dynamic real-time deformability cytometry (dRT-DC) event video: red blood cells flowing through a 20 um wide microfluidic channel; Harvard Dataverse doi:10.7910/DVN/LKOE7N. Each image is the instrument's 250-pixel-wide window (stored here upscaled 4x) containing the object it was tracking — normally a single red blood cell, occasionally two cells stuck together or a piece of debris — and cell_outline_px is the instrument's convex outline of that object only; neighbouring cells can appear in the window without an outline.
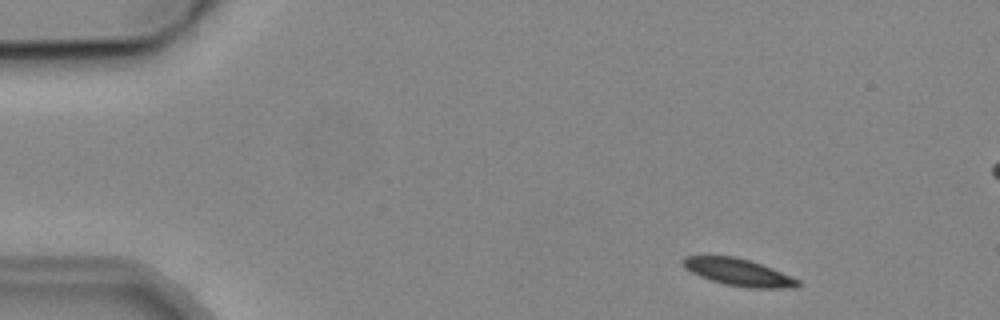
{"species": "common noctule bat (a hibernating species)", "species_latin": "Nyctalus noctula", "temperature_condition": "cold", "stored_images_in_passage": 4, "camera_frame_rate_fps": 3000, "um_per_image_px": 0.085, "animal": {"sex": "male", "body_mass_g": 19.2, "forearm_length_mm": 51.8}, "frame": {"image": 1, "passage_image": 1, "time_ms": 0.0, "image_size_px": [1000, 320], "cell_outline_px": [[800, 284], [796, 288], [748, 288], [724, 284], [700, 276], [684, 268], [680, 260], [684, 256], [732, 256], [748, 260], [772, 268], [800, 280]], "centroid_in_image_um": [62.76, 23.15], "position_along_channel_um": 22.2, "area_um2": 18.09}}